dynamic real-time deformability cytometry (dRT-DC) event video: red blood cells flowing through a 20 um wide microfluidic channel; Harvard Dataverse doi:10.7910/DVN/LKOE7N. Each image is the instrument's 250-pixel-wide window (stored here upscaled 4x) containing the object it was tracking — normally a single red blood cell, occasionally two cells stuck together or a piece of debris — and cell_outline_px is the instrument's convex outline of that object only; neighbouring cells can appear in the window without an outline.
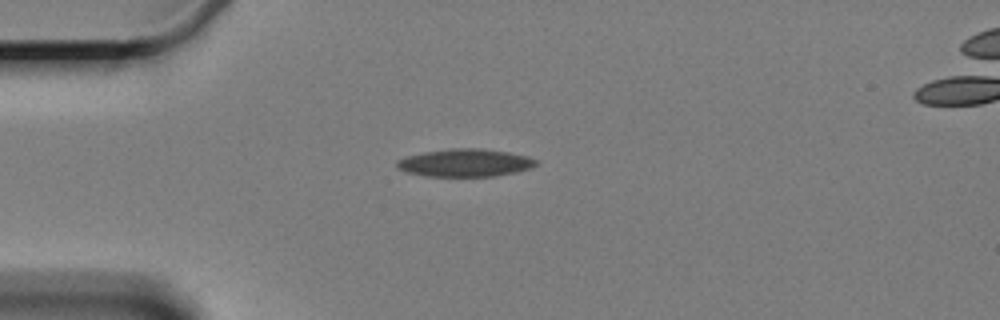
{"species": "Egyptian fruit bat (a non-hibernating species)", "species_latin": "Rousettus aegyptiacus", "temperature_condition": "cold", "stored_images_in_passage": 9, "camera_frame_rate_fps": 3000, "um_per_image_px": 0.085, "animal": {"sex": "female"}, "frame": {"image": 1, "passage_image": 4, "time_ms": 4.0, "image_size_px": [1000, 320], "cell_outline_px": [[536, 164], [532, 168], [516, 172], [492, 176], [428, 176], [408, 172], [396, 168], [396, 160], [408, 156], [424, 152], [452, 148], [484, 148], [508, 152], [528, 156], [536, 160]], "centroid_in_image_um": [39.54, 13.83], "position_along_channel_um": 45.5, "area_um2": 22.43}}
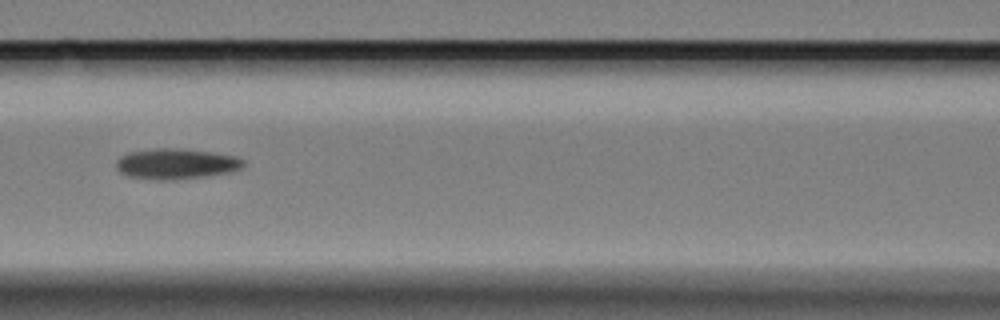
{"frame": {"image": 2, "passage_image": 7, "time_ms": 7.667, "image_size_px": [1000, 320], "cell_outline_px": [[244, 164], [240, 168], [228, 172], [200, 176], [160, 180], [128, 176], [120, 172], [116, 168], [116, 160], [120, 156], [128, 152], [156, 148], [176, 148], [212, 152], [236, 156], [244, 160]], "centroid_in_image_um": [14.92, 13.9], "position_along_channel_um": 151.7, "area_um2": 22.25}}
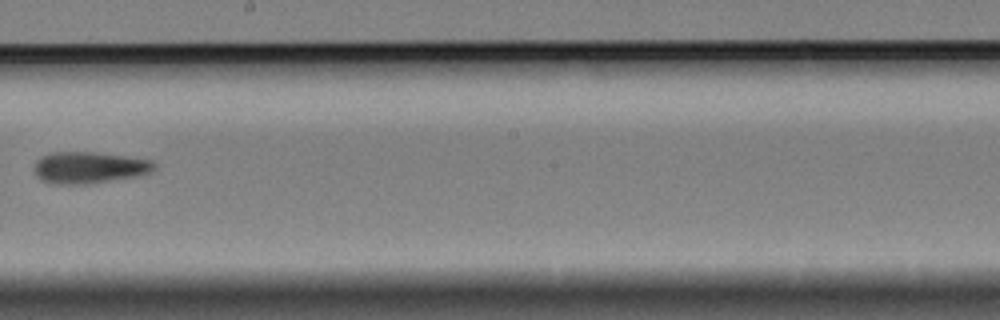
{"frame": {"image": 3, "passage_image": 9, "time_ms": 10.333, "image_size_px": [1000, 320], "cell_outline_px": [[156, 168], [148, 172], [132, 176], [88, 184], [52, 184], [40, 180], [36, 176], [36, 160], [40, 156], [52, 152], [92, 152], [124, 156], [152, 160], [156, 164]], "centroid_in_image_um": [7.52, 14.24], "position_along_channel_um": 240.7, "area_um2": 21.85}}